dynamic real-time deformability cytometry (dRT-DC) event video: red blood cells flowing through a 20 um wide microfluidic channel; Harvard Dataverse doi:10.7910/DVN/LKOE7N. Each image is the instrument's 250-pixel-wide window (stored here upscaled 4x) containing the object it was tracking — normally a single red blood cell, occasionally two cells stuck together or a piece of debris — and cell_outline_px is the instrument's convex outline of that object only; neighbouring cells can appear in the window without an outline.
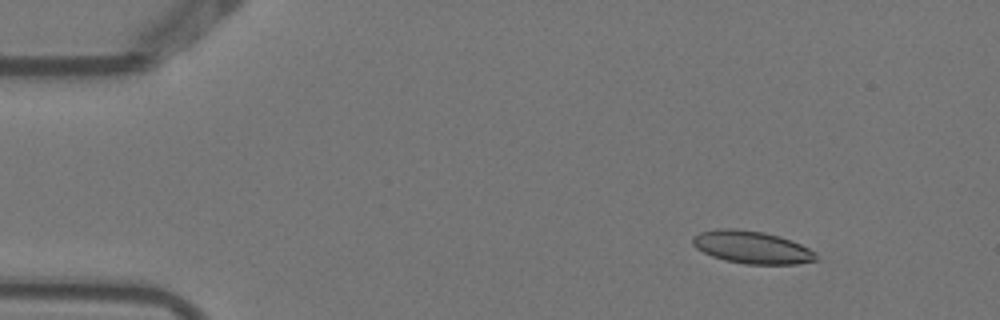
{"species": "Egyptian fruit bat (a non-hibernating species)", "species_latin": "Rousettus aegyptiacus", "temperature_condition": "warm", "stored_images_in_passage": 7, "camera_frame_rate_fps": 3000, "um_per_image_px": 0.085, "animal": {"sex": "female"}, "frame": {"image": 1, "passage_image": 1, "time_ms": 0.0, "image_size_px": [1000, 320], "cell_outline_px": [[816, 260], [796, 264], [744, 264], [724, 260], [712, 256], [696, 248], [692, 244], [692, 236], [700, 232], [716, 228], [736, 228], [764, 232], [780, 236], [792, 240], [816, 252]], "centroid_in_image_um": [63.88, 21.0], "position_along_channel_um": 21.1, "area_um2": 23.58}}
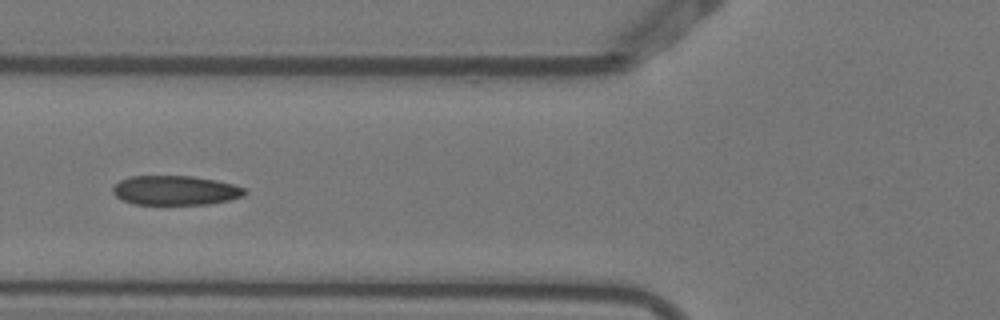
{"frame": {"image": 2, "passage_image": 5, "time_ms": 1.333, "image_size_px": [1000, 320], "cell_outline_px": [[248, 192], [244, 196], [228, 200], [208, 204], [132, 204], [120, 200], [112, 192], [112, 188], [120, 180], [132, 176], [192, 176], [216, 180], [232, 184], [244, 188]], "centroid_in_image_um": [14.89, 16.18], "position_along_channel_um": 110.9, "area_um2": 22.66}}
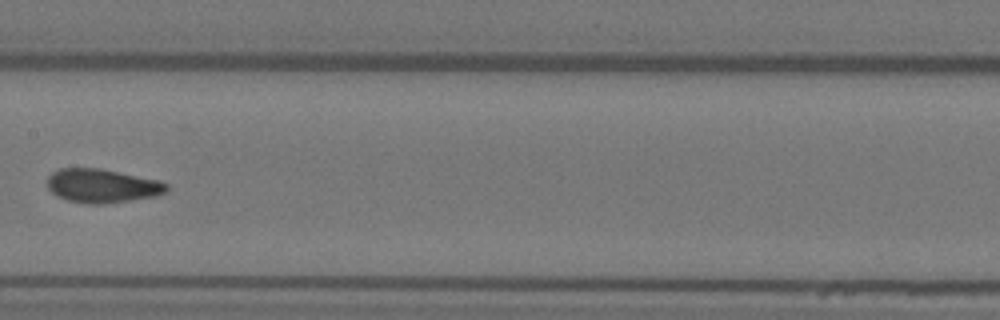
{"frame": {"image": 3, "passage_image": 7, "time_ms": 2.0, "image_size_px": [1000, 320], "cell_outline_px": [[168, 192], [156, 196], [104, 204], [88, 204], [68, 200], [52, 192], [48, 188], [48, 176], [52, 172], [60, 168], [100, 168], [160, 180], [168, 184]], "centroid_in_image_um": [8.72, 15.79], "position_along_channel_um": 198.7, "area_um2": 23.52}}